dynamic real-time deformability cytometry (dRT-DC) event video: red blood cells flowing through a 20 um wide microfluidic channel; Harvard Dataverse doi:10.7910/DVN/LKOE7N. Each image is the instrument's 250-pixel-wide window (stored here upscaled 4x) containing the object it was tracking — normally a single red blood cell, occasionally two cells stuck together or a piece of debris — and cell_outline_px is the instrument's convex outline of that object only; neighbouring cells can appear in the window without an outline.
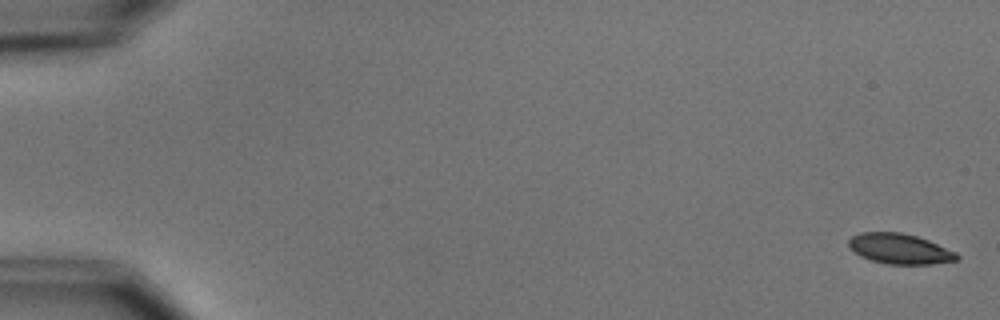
{"species": "common noctule bat (a hibernating species)", "species_latin": "Nyctalus noctula", "temperature_condition": "cold", "stored_images_in_passage": 10, "camera_frame_rate_fps": 3000, "um_per_image_px": 0.085, "animal": {"sex": "male", "body_mass_g": 15.6}, "frame": {"image": 1, "passage_image": 1, "time_ms": 0.0, "image_size_px": [1000, 320], "cell_outline_px": [[960, 256], [956, 260], [928, 264], [888, 264], [872, 260], [860, 256], [848, 248], [848, 240], [852, 236], [860, 232], [900, 232], [916, 236], [928, 240], [956, 252]], "centroid_in_image_um": [76.43, 21.14], "position_along_channel_um": 8.6, "area_um2": 19.02}}
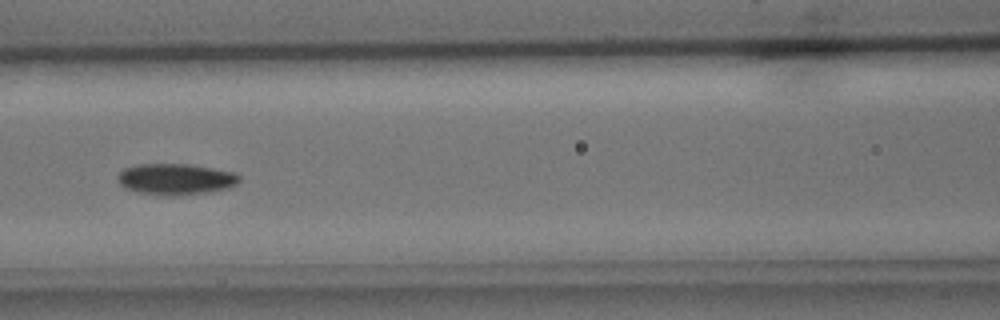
{"frame": {"image": 2, "passage_image": 7, "time_ms": 8.0, "image_size_px": [1000, 320], "cell_outline_px": [[240, 180], [236, 184], [228, 188], [212, 192], [176, 196], [168, 196], [140, 192], [124, 188], [120, 184], [116, 176], [124, 168], [136, 164], [188, 164], [212, 168], [232, 172], [240, 176]], "centroid_in_image_um": [14.92, 15.23], "position_along_channel_um": 151.7, "area_um2": 22.2}}
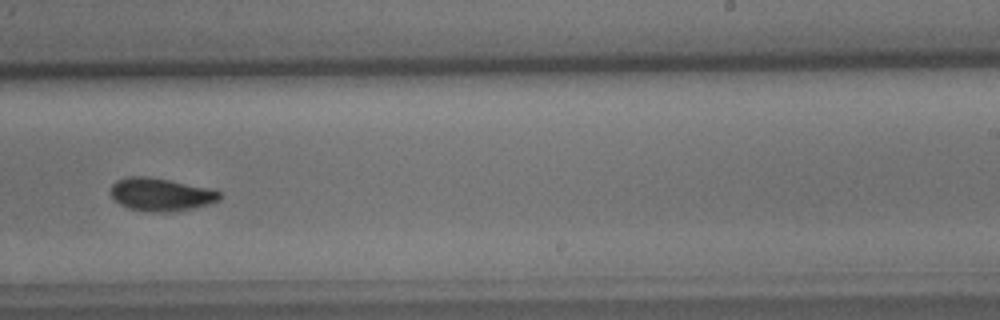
{"frame": {"image": 3, "passage_image": 10, "time_ms": 11.333, "image_size_px": [1000, 320], "cell_outline_px": [[220, 200], [212, 204], [192, 208], [168, 212], [156, 212], [128, 208], [120, 204], [112, 196], [112, 184], [116, 180], [128, 176], [148, 176], [216, 188], [220, 192]], "centroid_in_image_um": [13.75, 16.51], "position_along_channel_um": 275.3, "area_um2": 21.15}}